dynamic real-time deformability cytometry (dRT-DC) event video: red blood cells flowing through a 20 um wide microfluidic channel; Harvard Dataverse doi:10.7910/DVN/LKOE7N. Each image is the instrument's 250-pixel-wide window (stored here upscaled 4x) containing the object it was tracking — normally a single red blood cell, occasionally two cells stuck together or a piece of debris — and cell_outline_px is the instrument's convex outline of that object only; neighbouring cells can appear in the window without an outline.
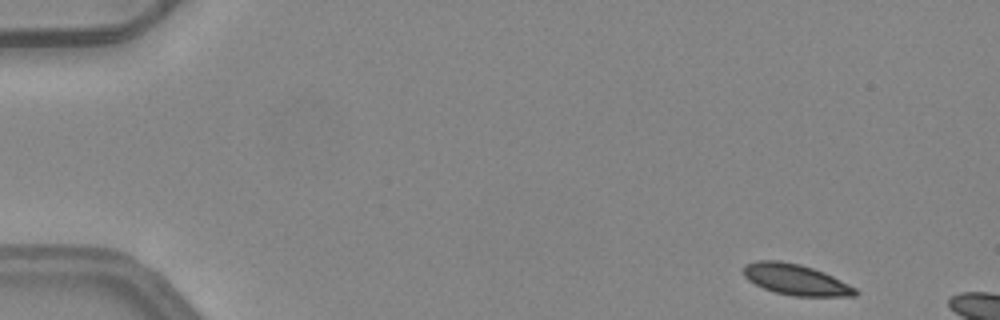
{"species": "common noctule bat (a hibernating species)", "species_latin": "Nyctalus noctula", "temperature_condition": "warm", "stored_images_in_passage": 5, "camera_frame_rate_fps": 3000, "um_per_image_px": 0.085, "animal": {"sex": "female", "body_mass_g": 24.6, "forearm_length_mm": 56.2}, "frame": {"image": 1, "passage_image": 1, "time_ms": 0.0, "image_size_px": [1000, 320], "cell_outline_px": [[860, 292], [856, 296], [792, 296], [776, 292], [764, 288], [748, 280], [744, 276], [744, 264], [756, 260], [780, 260], [800, 264], [824, 272], [856, 288]], "centroid_in_image_um": [67.64, 23.76], "position_along_channel_um": 17.4, "area_um2": 20.11}}